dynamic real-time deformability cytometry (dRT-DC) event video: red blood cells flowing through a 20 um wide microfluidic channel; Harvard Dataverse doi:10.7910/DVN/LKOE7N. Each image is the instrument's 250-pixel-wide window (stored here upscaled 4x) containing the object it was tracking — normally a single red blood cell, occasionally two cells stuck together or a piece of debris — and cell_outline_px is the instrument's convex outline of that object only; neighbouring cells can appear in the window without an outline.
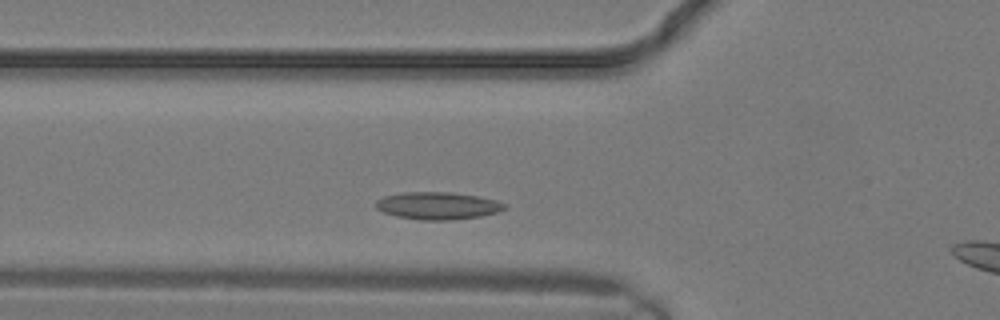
{"species": "common noctule bat (a hibernating species)", "species_latin": "Nyctalus noctula", "temperature_condition": "warm", "stored_images_in_passage": 6, "camera_frame_rate_fps": 3000, "um_per_image_px": 0.085, "animal": {"sex": "male", "body_mass_g": 19.2, "forearm_length_mm": 51.8}, "frame": {"image": 1, "passage_image": 4, "time_ms": 1.0, "image_size_px": [1000, 320], "cell_outline_px": [[508, 208], [496, 212], [480, 216], [452, 220], [420, 220], [396, 216], [384, 212], [376, 208], [376, 200], [384, 196], [404, 192], [448, 192], [476, 196], [496, 200], [508, 204]], "centroid_in_image_um": [37.22, 17.49], "position_along_channel_um": 88.6, "area_um2": 20.52}}
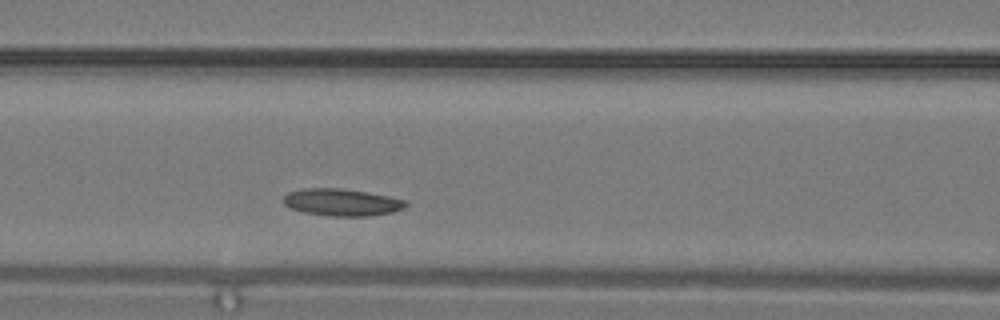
{"frame": {"image": 2, "passage_image": 6, "time_ms": 1.667, "image_size_px": [1000, 320], "cell_outline_px": [[408, 204], [404, 208], [392, 212], [372, 216], [328, 216], [304, 212], [292, 208], [284, 204], [284, 196], [288, 192], [304, 188], [340, 188], [368, 192], [388, 196], [404, 200]], "centroid_in_image_um": [29.06, 17.19], "position_along_channel_um": 137.5, "area_um2": 19.31}}